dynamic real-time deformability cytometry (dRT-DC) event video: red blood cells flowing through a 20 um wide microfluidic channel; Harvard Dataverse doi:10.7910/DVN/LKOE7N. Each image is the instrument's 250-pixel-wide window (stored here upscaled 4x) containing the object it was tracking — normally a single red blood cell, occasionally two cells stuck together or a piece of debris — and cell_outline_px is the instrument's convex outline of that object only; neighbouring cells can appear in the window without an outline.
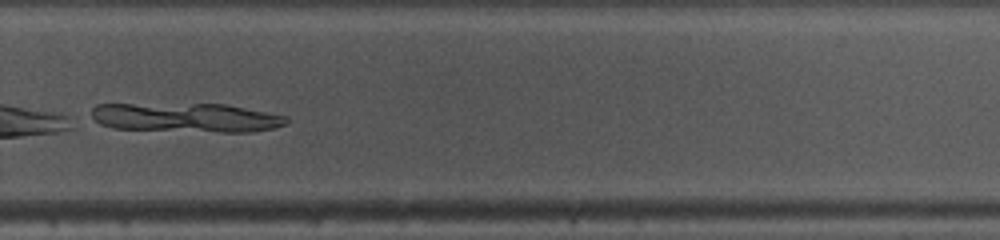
{"species": "common noctule bat (a hibernating species)", "species_latin": "Nyctalus noctula", "temperature_condition": "warm", "stored_images_in_passage": 34, "camera_frame_rate_fps": 3000, "um_per_image_px": 0.085, "animal": {"sex": "female", "body_mass_g": 10.0, "forearm_length_mm": 53.1}, "frame": {"image": 1, "passage_image": 20, "time_ms": 6.333, "image_size_px": [1000, 240], "cell_outline_px": [[288, 124], [272, 128], [252, 132], [220, 132], [112, 128], [100, 124], [92, 120], [92, 108], [96, 104], [224, 104], [288, 116]], "centroid_in_image_um": [15.82, 10.0], "position_along_channel_um": 314.0, "area_um2": 33.18}}